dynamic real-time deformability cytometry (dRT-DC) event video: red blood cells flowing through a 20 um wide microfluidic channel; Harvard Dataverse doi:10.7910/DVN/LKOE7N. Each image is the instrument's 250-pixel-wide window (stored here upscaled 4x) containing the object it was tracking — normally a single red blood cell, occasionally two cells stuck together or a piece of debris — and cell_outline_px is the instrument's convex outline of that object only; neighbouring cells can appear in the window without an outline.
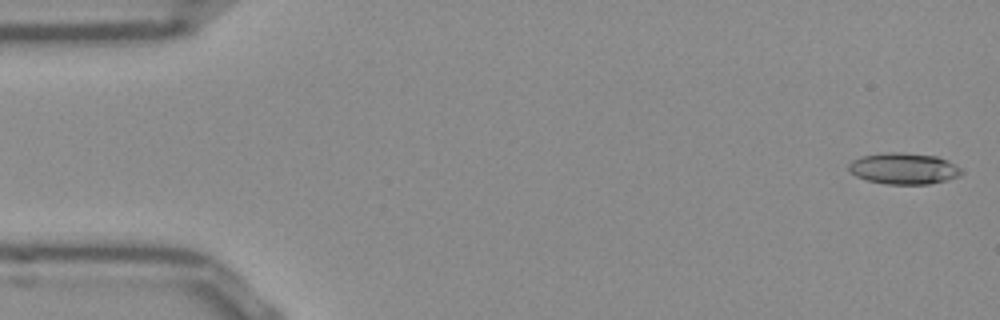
{"species": "Egyptian fruit bat (a non-hibernating species)", "species_latin": "Rousettus aegyptiacus", "temperature_condition": "room temperature", "stored_images_in_passage": 52, "camera_frame_rate_fps": 3000, "um_per_image_px": 0.085, "frame": {"image": 1, "passage_image": 1, "time_ms": 0.0, "image_size_px": [1000, 320], "cell_outline_px": [[964, 172], [960, 176], [948, 180], [928, 184], [888, 184], [868, 180], [856, 176], [848, 168], [848, 164], [852, 160], [864, 156], [888, 152], [900, 152], [936, 156], [948, 160], [960, 168]], "centroid_in_image_um": [76.86, 14.33], "position_along_channel_um": 8.1, "area_um2": 20.46}}
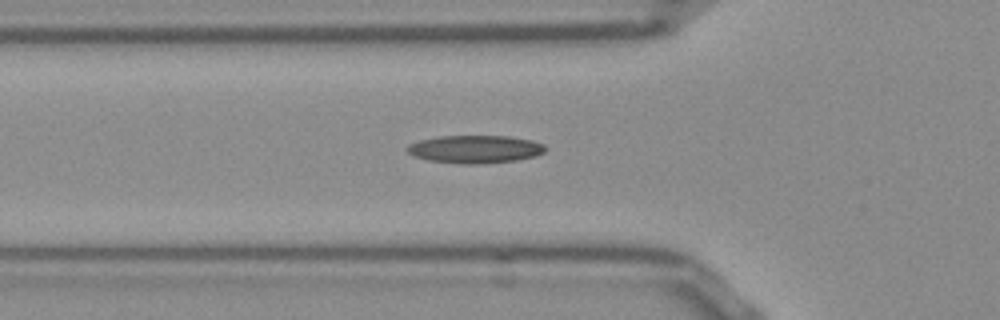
{"frame": {"image": 2, "passage_image": 17, "time_ms": 5.333, "image_size_px": [1000, 320], "cell_outline_px": [[548, 148], [544, 152], [536, 156], [516, 160], [476, 164], [464, 164], [428, 160], [416, 156], [408, 152], [404, 148], [408, 144], [420, 140], [440, 136], [508, 136], [532, 140], [544, 144]], "centroid_in_image_um": [40.4, 12.67], "position_along_channel_um": 85.4, "area_um2": 22.43}}
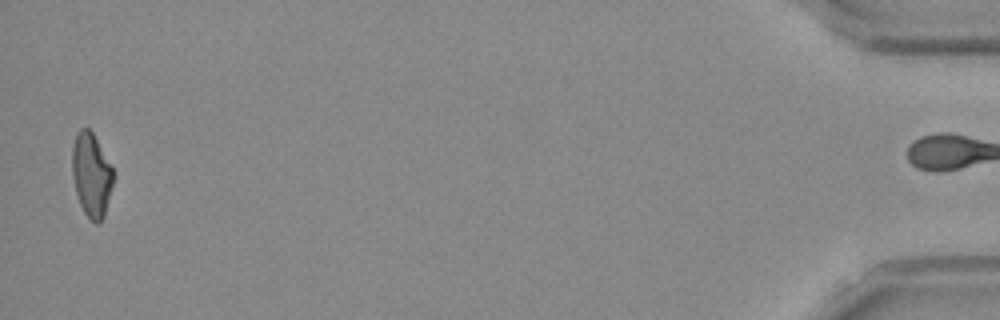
{"frame": {"image": 3, "passage_image": 51, "time_ms": 16.667, "image_size_px": [1000, 320], "cell_outline_px": [[112, 184], [104, 216], [96, 224], [84, 212], [80, 204], [76, 192], [72, 176], [72, 148], [76, 132], [80, 128], [88, 128], [92, 132], [112, 168]], "centroid_in_image_um": [7.73, 14.84], "position_along_channel_um": 427.5, "area_um2": 19.59}, "authors_computed_cell_mechanics": {"area_um2": 20.6924, "velocity_mm_per_s": 3.8718, "shape_relaxation_time_tau1_ms": 10.2161, "shape_relaxation_time_tau2_ms": 7.0503, "deformation_change_tau1": 0.2526, "deformation_change_tau2": 0.1702}}